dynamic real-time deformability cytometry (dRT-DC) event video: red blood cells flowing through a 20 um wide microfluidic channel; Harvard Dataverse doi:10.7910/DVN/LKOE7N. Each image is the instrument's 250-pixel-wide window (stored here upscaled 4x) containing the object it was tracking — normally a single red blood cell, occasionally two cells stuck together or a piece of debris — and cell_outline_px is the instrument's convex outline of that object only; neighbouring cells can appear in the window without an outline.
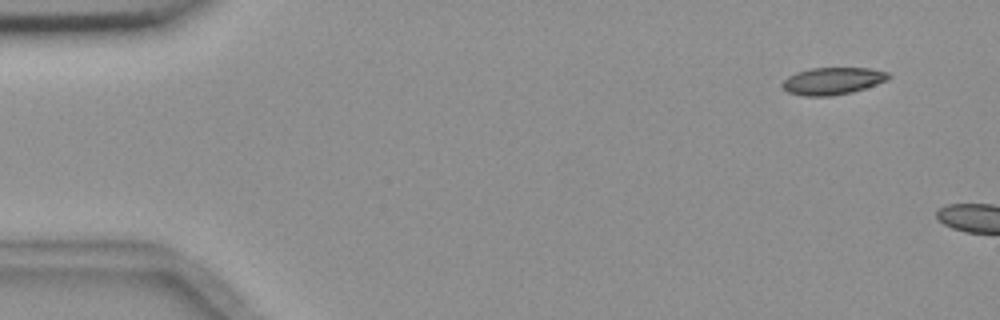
{"species": "common noctule bat (a hibernating species)", "species_latin": "Nyctalus noctula", "temperature_condition": "room temperature", "stored_images_in_passage": 4, "camera_frame_rate_fps": 3000, "um_per_image_px": 0.085, "animal": {"sex": "female", "body_mass_g": 18.4}, "frame": {"image": 1, "passage_image": 2, "time_ms": 1.333, "image_size_px": [1000, 320], "cell_outline_px": [[892, 76], [888, 80], [852, 92], [832, 96], [804, 96], [788, 92], [780, 84], [788, 76], [796, 72], [812, 68], [872, 68], [888, 72]], "centroid_in_image_um": [70.78, 6.88], "position_along_channel_um": 14.2, "area_um2": 16.88}}